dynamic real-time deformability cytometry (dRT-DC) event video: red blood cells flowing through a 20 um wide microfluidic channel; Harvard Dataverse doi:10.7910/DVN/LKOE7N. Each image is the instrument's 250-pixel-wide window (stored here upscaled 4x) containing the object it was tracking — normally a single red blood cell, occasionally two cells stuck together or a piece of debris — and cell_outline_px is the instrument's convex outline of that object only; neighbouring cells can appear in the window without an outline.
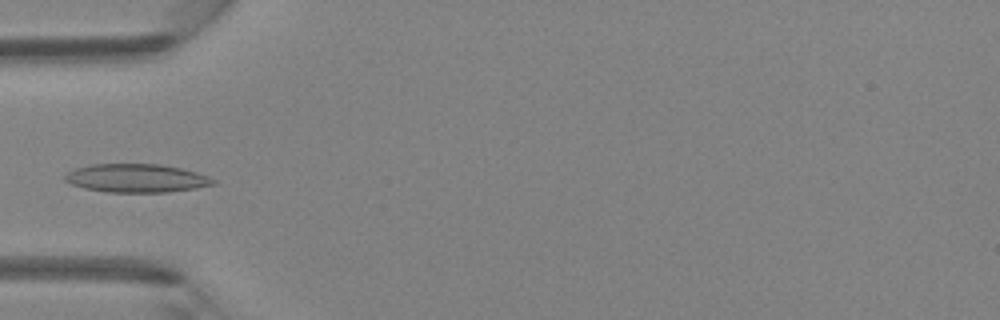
{"species": "Egyptian fruit bat (a non-hibernating species)", "species_latin": "Rousettus aegyptiacus", "temperature_condition": "room temperature", "stored_images_in_passage": 4, "camera_frame_rate_fps": 3000, "um_per_image_px": 0.085, "animal": {"sex": "female"}, "frame": {"image": 1, "passage_image": 3, "time_ms": 2.333, "image_size_px": [1000, 320], "cell_outline_px": [[220, 184], [196, 188], [168, 192], [104, 192], [84, 188], [72, 184], [64, 180], [64, 176], [68, 172], [76, 168], [92, 164], [160, 164], [180, 168], [196, 172], [208, 176], [216, 180]], "centroid_in_image_um": [11.63, 15.15], "position_along_channel_um": 73.4, "area_um2": 24.68}}
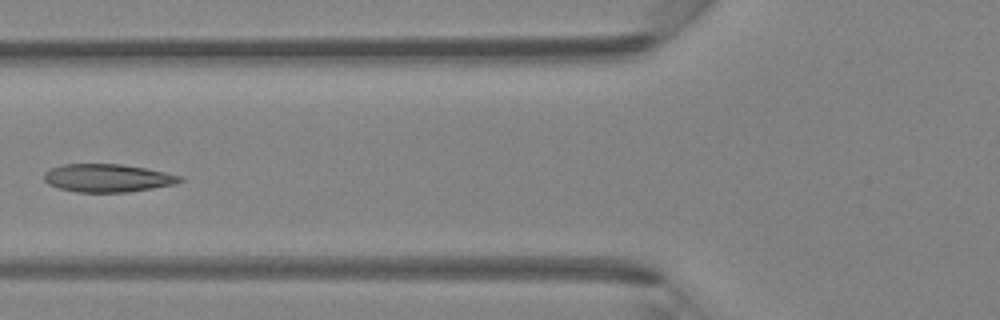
{"frame": {"image": 2, "passage_image": 4, "time_ms": 3.333, "image_size_px": [1000, 320], "cell_outline_px": [[184, 180], [176, 184], [128, 192], [76, 192], [56, 188], [48, 184], [44, 180], [44, 172], [52, 168], [64, 164], [120, 164], [144, 168], [184, 176]], "centroid_in_image_um": [9.14, 15.14], "position_along_channel_um": 116.7, "area_um2": 22.25}}